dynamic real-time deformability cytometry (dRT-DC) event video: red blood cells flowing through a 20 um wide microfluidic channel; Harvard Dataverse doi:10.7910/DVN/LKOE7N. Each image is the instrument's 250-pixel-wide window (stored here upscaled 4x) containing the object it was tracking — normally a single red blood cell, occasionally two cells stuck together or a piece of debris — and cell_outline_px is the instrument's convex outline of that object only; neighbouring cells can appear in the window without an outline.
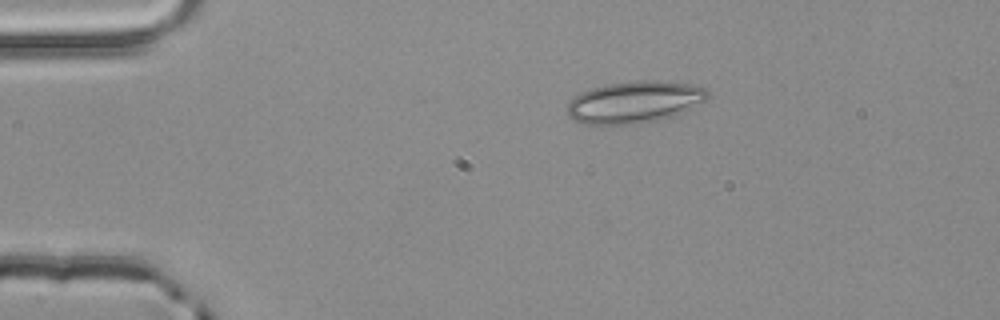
{"species": "common noctule bat (a hibernating species)", "species_latin": "Nyctalus noctula", "temperature_condition": "room temperature", "stored_images_in_passage": 3, "camera_frame_rate_fps": 3000, "um_per_image_px": 0.085, "animal": {"sex": "male", "body_mass_g": 20.4}, "frame": {"image": 1, "passage_image": 3, "time_ms": 0.667, "image_size_px": [1000, 320], "cell_outline_px": [[708, 96], [704, 100], [680, 112], [668, 116], [652, 120], [632, 124], [600, 128], [592, 128], [580, 124], [572, 120], [568, 116], [568, 100], [580, 92], [592, 88], [608, 84], [640, 80], [656, 80], [688, 84], [704, 88], [708, 92]], "centroid_in_image_um": [53.75, 8.72], "position_along_channel_um": 31.2, "area_um2": 34.51}}